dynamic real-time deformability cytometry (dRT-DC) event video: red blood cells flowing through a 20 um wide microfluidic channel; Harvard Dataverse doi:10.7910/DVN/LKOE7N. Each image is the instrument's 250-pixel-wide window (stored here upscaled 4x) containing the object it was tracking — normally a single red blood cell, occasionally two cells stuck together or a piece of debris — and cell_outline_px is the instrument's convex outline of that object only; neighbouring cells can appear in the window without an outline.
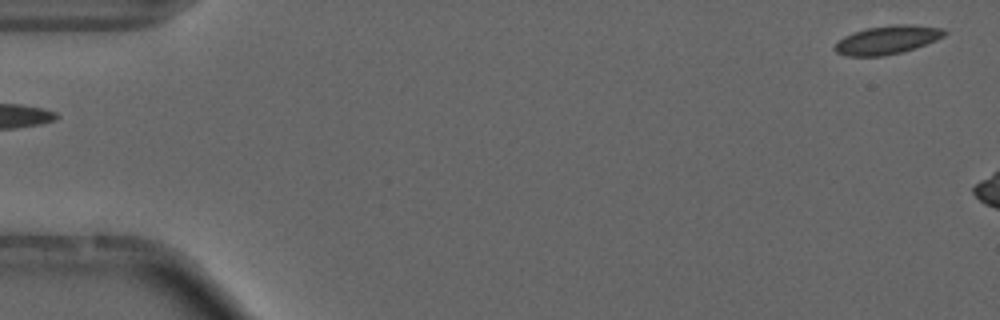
{"species": "common noctule bat (a hibernating species)", "species_latin": "Nyctalus noctula", "temperature_condition": "cold", "stored_images_in_passage": 8, "camera_frame_rate_fps": 3000, "um_per_image_px": 0.085, "animal": {"sex": "male", "forearm_length_mm": 52.5}, "frame": {"image": 1, "passage_image": 1, "time_ms": 0.0, "image_size_px": [1000, 320], "cell_outline_px": [[948, 32], [944, 36], [936, 40], [916, 48], [884, 56], [848, 56], [836, 52], [832, 48], [844, 36], [868, 28], [896, 24], [908, 24], [944, 28]], "centroid_in_image_um": [75.45, 3.39], "position_along_channel_um": 9.5, "area_um2": 18.09}}